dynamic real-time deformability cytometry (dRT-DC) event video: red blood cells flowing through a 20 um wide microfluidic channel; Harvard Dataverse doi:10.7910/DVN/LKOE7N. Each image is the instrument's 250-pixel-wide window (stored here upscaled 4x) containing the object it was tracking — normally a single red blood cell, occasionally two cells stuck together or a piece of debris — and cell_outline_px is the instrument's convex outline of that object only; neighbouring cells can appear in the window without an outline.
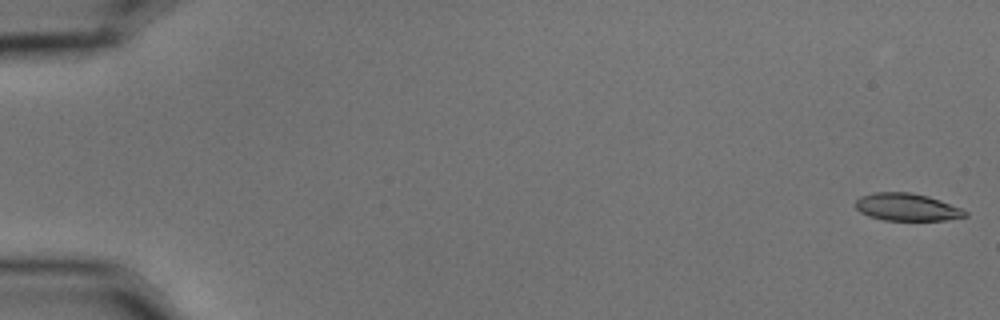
{"species": "common noctule bat (a hibernating species)", "species_latin": "Nyctalus noctula", "temperature_condition": "cold", "stored_images_in_passage": 47, "camera_frame_rate_fps": 3000, "um_per_image_px": 0.085, "animal": {"sex": "male", "body_mass_g": 15.6}, "frame": {"image": 1, "passage_image": 1, "time_ms": 0.0, "image_size_px": [1000, 320], "cell_outline_px": [[968, 216], [944, 220], [884, 220], [868, 216], [860, 212], [856, 208], [856, 200], [860, 196], [876, 192], [912, 192], [928, 196], [964, 208], [968, 212]], "centroid_in_image_um": [77.12, 17.6], "position_along_channel_um": 7.9, "area_um2": 17.69}}
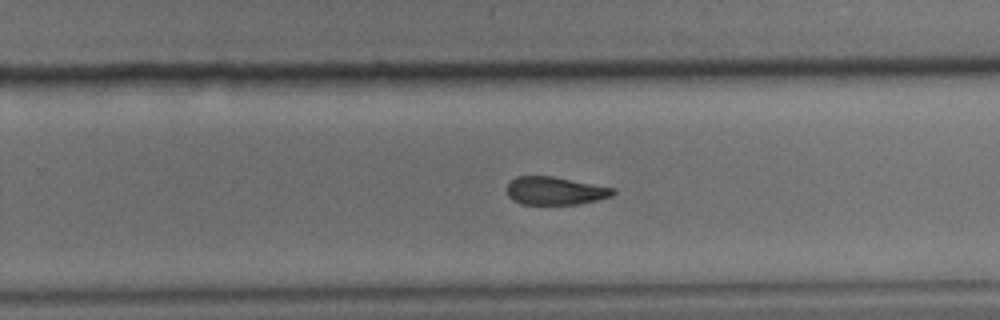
{"frame": {"image": 2, "passage_image": 37, "time_ms": 12.0, "image_size_px": [1000, 320], "cell_outline_px": [[616, 192], [612, 196], [600, 200], [576, 204], [520, 204], [512, 200], [508, 196], [508, 180], [516, 176], [552, 176], [616, 188]], "centroid_in_image_um": [47.19, 16.21], "position_along_channel_um": 282.6, "area_um2": 17.51}}
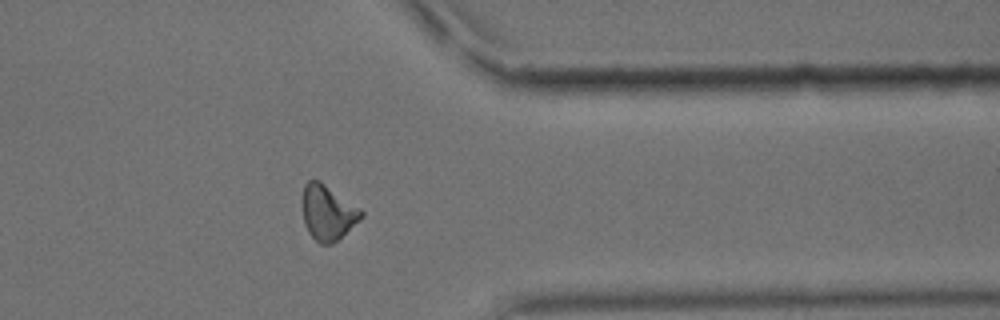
{"frame": {"image": 3, "passage_image": 46, "time_ms": 15.0, "image_size_px": [1000, 320], "cell_outline_px": [[364, 216], [360, 220], [332, 244], [320, 244], [308, 232], [304, 224], [300, 200], [304, 184], [308, 180], [320, 180], [360, 208], [364, 212]], "centroid_in_image_um": [27.82, 18.04], "position_along_channel_um": 383.6, "area_um2": 19.19}}